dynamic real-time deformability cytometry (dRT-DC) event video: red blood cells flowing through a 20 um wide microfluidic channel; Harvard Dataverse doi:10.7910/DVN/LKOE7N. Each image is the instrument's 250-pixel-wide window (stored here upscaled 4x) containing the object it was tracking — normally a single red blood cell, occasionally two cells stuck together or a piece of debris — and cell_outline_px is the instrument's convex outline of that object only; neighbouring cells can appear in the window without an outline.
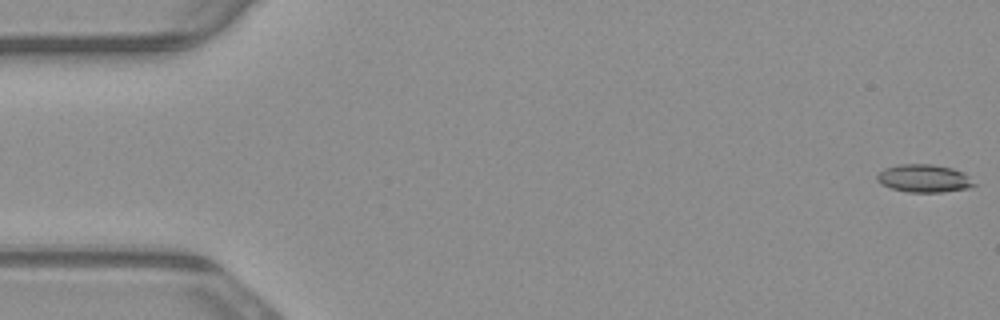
{"species": "common noctule bat (a hibernating species)", "species_latin": "Nyctalus noctula", "temperature_condition": "warm", "stored_images_in_passage": 54, "camera_frame_rate_fps": 3000, "um_per_image_px": 0.085, "animal": {"sex": "male", "body_mass_g": 23.1, "forearm_length_mm": 52.7}, "frame": {"image": 1, "passage_image": 1, "time_ms": 0.0, "image_size_px": [1000, 320], "cell_outline_px": [[976, 184], [968, 188], [944, 192], [908, 192], [892, 188], [880, 184], [876, 180], [876, 176], [884, 168], [896, 164], [932, 164], [952, 168], [964, 172]], "centroid_in_image_um": [78.52, 15.15], "position_along_channel_um": 6.5, "area_um2": 15.84}}
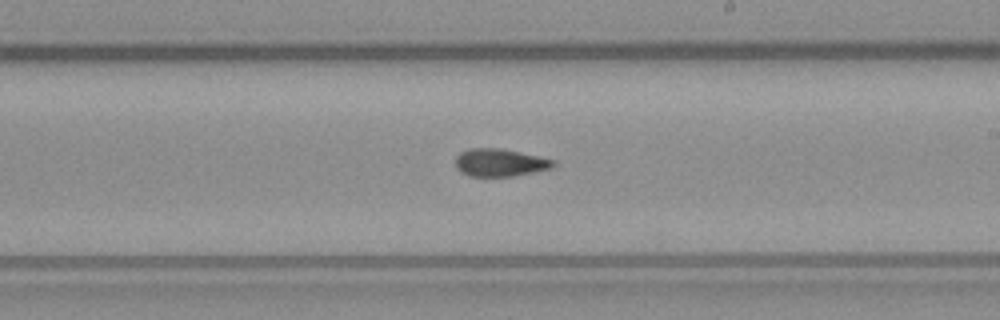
{"frame": {"image": 2, "passage_image": 31, "time_ms": 10.0, "image_size_px": [1000, 320], "cell_outline_px": [[556, 164], [548, 168], [532, 172], [512, 176], [468, 176], [460, 172], [456, 168], [456, 156], [460, 152], [468, 148], [500, 148], [520, 152], [556, 160]], "centroid_in_image_um": [42.44, 13.81], "position_along_channel_um": 246.6, "area_um2": 15.72}}
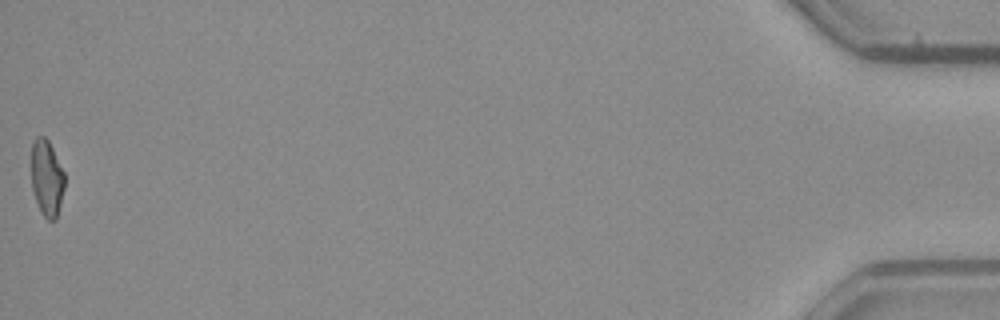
{"frame": {"image": 3, "passage_image": 54, "time_ms": 17.667, "image_size_px": [1000, 320], "cell_outline_px": [[64, 188], [56, 220], [48, 220], [40, 212], [32, 188], [32, 144], [36, 136], [44, 136], [48, 140], [64, 172]], "centroid_in_image_um": [3.98, 15.14], "position_along_channel_um": 431.2, "area_um2": 14.62}, "authors_computed_cell_mechanics": {"area_um2": 16.0395, "velocity_mm_per_s": 3.8509, "shape_relaxation_time_tau1_ms": null, "shape_relaxation_time_tau2_ms": 2.2245, "deformation_change_tau1": null, "deformation_change_tau2": 0.0742}}